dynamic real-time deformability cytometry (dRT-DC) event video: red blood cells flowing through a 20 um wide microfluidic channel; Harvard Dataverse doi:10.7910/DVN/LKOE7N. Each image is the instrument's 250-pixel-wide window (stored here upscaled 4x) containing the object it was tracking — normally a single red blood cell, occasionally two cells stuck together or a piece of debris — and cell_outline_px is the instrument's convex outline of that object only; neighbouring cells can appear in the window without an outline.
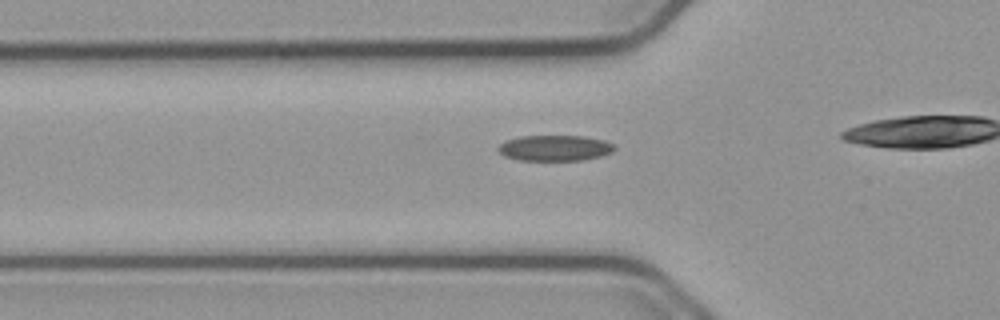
{"species": "common noctule bat (a hibernating species)", "species_latin": "Nyctalus noctula", "temperature_condition": "cold", "stored_images_in_passage": 26, "camera_frame_rate_fps": 3000, "um_per_image_px": 0.085, "animal": {"sex": "male", "body_mass_g": 23.1, "forearm_length_mm": 52.7}, "frame": {"image": 1, "passage_image": 11, "time_ms": 3.333, "image_size_px": [1000, 320], "cell_outline_px": [[616, 148], [612, 152], [600, 156], [580, 160], [520, 160], [504, 156], [496, 148], [500, 144], [508, 140], [520, 136], [584, 136], [604, 140], [612, 144]], "centroid_in_image_um": [47.16, 12.58], "position_along_channel_um": 78.6, "area_um2": 17.28}}
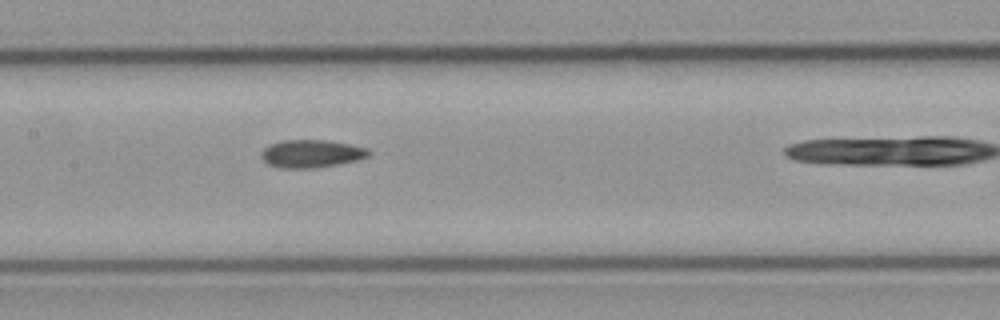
{"frame": {"image": 2, "passage_image": 19, "time_ms": 6.0, "image_size_px": [1000, 320], "cell_outline_px": [[372, 152], [368, 156], [356, 160], [336, 164], [312, 168], [280, 168], [268, 164], [260, 156], [260, 152], [268, 144], [284, 140], [324, 140], [348, 144], [368, 148]], "centroid_in_image_um": [26.43, 13.05], "position_along_channel_um": 181.0, "area_um2": 17.34}}
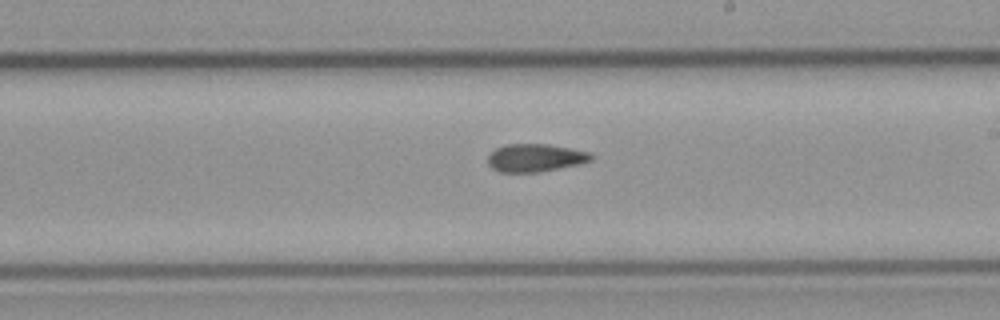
{"frame": {"image": 3, "passage_image": 24, "time_ms": 7.667, "image_size_px": [1000, 320], "cell_outline_px": [[592, 160], [580, 164], [540, 172], [500, 172], [492, 168], [488, 164], [488, 156], [496, 148], [504, 144], [548, 144], [588, 152], [592, 156]], "centroid_in_image_um": [45.47, 13.42], "position_along_channel_um": 243.5, "area_um2": 16.7}}